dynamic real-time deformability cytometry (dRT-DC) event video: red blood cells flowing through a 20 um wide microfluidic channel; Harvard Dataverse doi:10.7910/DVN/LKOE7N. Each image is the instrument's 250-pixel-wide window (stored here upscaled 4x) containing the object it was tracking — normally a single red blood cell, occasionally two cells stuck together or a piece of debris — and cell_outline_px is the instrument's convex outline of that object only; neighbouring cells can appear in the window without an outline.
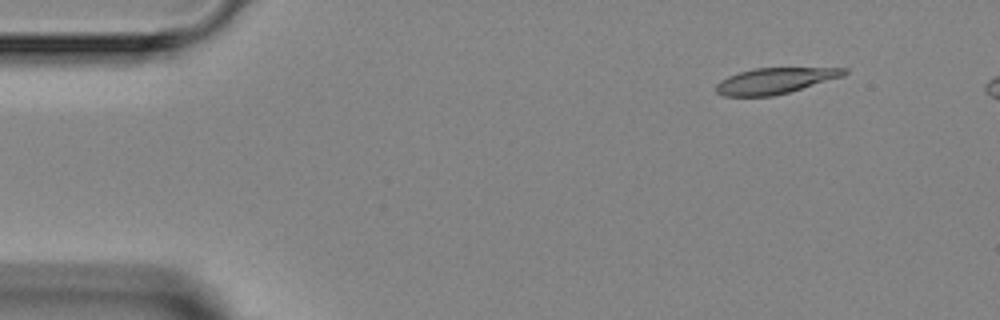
{"species": "Egyptian fruit bat (a non-hibernating species)", "species_latin": "Rousettus aegyptiacus", "temperature_condition": "room temperature", "stored_images_in_passage": 4, "segment_of_instrument_passage": [1, 2], "camera_frame_rate_fps": 3000, "um_per_image_px": 0.085, "animal": {"sex": "female"}, "frame": {"image": 1, "passage_image": 1, "time_ms": 0.0, "image_size_px": [1000, 320], "cell_outline_px": [[848, 72], [844, 76], [788, 92], [772, 96], [724, 96], [716, 92], [716, 84], [720, 80], [728, 76], [752, 68], [848, 68]], "centroid_in_image_um": [65.86, 6.86], "position_along_channel_um": 19.1, "area_um2": 19.19}}